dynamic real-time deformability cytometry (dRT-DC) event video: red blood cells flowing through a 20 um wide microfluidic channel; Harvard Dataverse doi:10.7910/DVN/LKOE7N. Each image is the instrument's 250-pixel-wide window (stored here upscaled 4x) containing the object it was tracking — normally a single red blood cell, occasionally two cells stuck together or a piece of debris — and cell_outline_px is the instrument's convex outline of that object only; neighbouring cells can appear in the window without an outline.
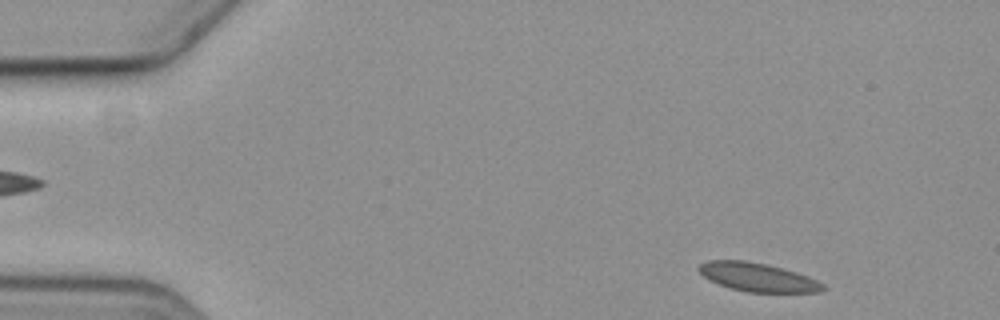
{"species": "common noctule bat (a hibernating species)", "species_latin": "Nyctalus noctula", "temperature_condition": "cold", "stored_images_in_passage": 54, "camera_frame_rate_fps": 3000, "um_per_image_px": 0.085, "animal": {"sex": "female", "body_mass_g": 19.3, "forearm_length_mm": 54.1}, "frame": {"image": 1, "passage_image": 2, "time_ms": 0.333, "image_size_px": [1000, 320], "cell_outline_px": [[828, 288], [820, 292], [748, 292], [732, 288], [708, 280], [696, 268], [700, 264], [708, 260], [744, 260], [768, 264], [796, 272], [808, 276], [824, 284]], "centroid_in_image_um": [64.41, 23.55], "position_along_channel_um": 20.6, "area_um2": 20.69}}
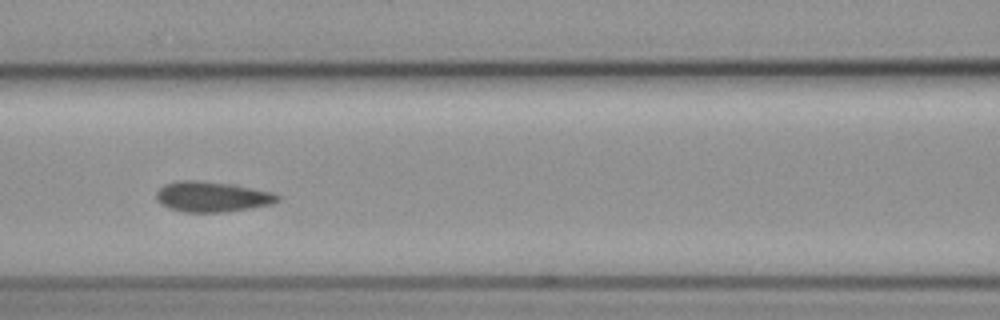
{"frame": {"image": 2, "passage_image": 21, "time_ms": 6.667, "image_size_px": [1000, 320], "cell_outline_px": [[280, 200], [272, 204], [252, 208], [224, 212], [184, 212], [168, 208], [156, 200], [156, 192], [164, 184], [176, 180], [200, 180], [236, 184], [272, 192], [280, 196]], "centroid_in_image_um": [18.03, 16.71], "position_along_channel_um": 148.6, "area_um2": 21.85}}
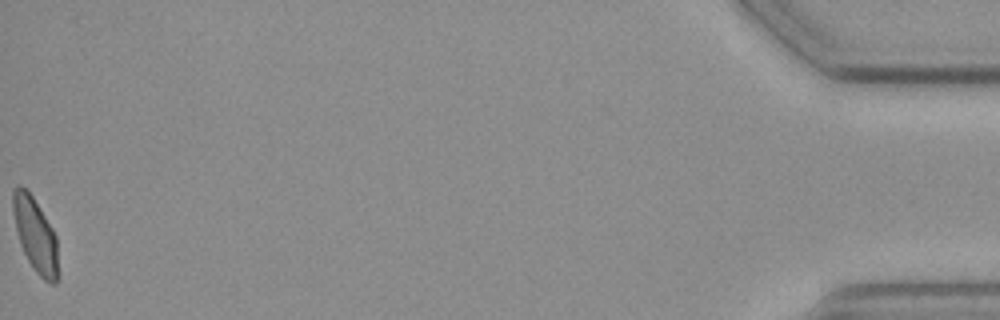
{"frame": {"image": 3, "passage_image": 54, "time_ms": 17.667, "image_size_px": [1000, 320], "cell_outline_px": [[56, 284], [52, 284], [44, 280], [36, 272], [28, 260], [20, 244], [12, 212], [12, 192], [20, 184], [32, 196], [52, 228], [56, 236]], "centroid_in_image_um": [2.97, 19.94], "position_along_channel_um": 432.2, "area_um2": 18.9}}